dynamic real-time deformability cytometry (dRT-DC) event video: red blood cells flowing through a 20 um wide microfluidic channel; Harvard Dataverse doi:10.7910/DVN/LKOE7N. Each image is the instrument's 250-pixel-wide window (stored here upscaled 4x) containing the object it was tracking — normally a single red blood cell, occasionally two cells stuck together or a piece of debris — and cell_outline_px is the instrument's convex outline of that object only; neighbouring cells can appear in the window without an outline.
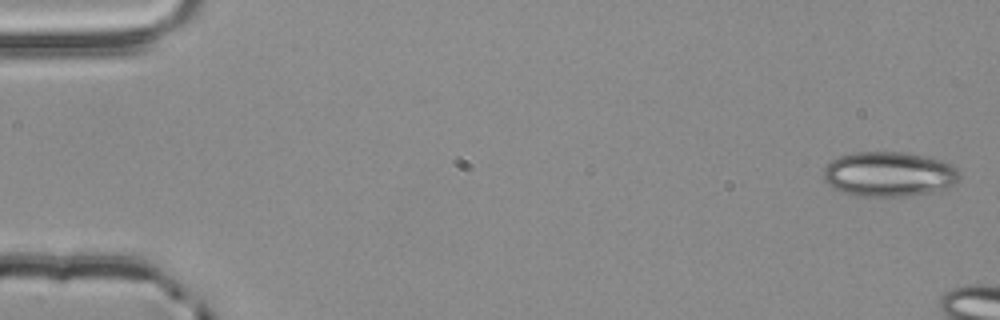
{"species": "common noctule bat (a hibernating species)", "species_latin": "Nyctalus noctula", "temperature_condition": "room temperature", "stored_images_in_passage": 3, "camera_frame_rate_fps": 3000, "um_per_image_px": 0.085, "animal": {"sex": "male", "body_mass_g": 20.4}, "frame": {"image": 1, "passage_image": 1, "time_ms": 0.0, "image_size_px": [1000, 320], "cell_outline_px": [[960, 176], [956, 184], [948, 188], [932, 192], [908, 196], [852, 196], [832, 188], [824, 180], [824, 168], [832, 160], [840, 156], [856, 152], [904, 152], [924, 156], [940, 160], [952, 164], [960, 172]], "centroid_in_image_um": [75.58, 14.81], "position_along_channel_um": 9.4, "area_um2": 35.84}}